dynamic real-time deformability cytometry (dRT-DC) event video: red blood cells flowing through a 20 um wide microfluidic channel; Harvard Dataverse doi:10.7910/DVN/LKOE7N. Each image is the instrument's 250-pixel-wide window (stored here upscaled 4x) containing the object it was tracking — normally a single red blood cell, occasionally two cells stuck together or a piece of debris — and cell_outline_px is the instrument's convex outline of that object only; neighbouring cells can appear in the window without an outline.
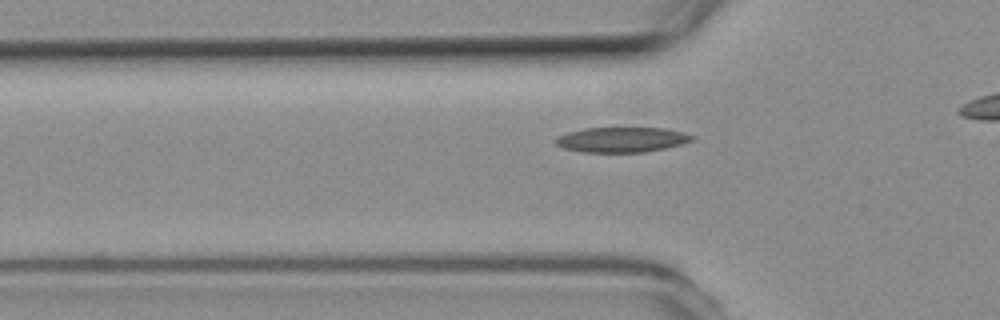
{"species": "common noctule bat (a hibernating species)", "species_latin": "Nyctalus noctula", "temperature_condition": "room temperature", "stored_images_in_passage": 37, "camera_frame_rate_fps": 3000, "um_per_image_px": 0.085, "animal": {"sex": "female", "body_mass_g": 19.3, "forearm_length_mm": 54.1}, "frame": {"image": 1, "passage_image": 11, "time_ms": 3.333, "image_size_px": [1000, 320], "cell_outline_px": [[696, 136], [692, 140], [680, 144], [664, 148], [644, 152], [584, 152], [564, 148], [556, 144], [556, 136], [568, 132], [584, 128], [664, 128], [684, 132]], "centroid_in_image_um": [52.85, 11.86], "position_along_channel_um": 73.0, "area_um2": 19.83}}
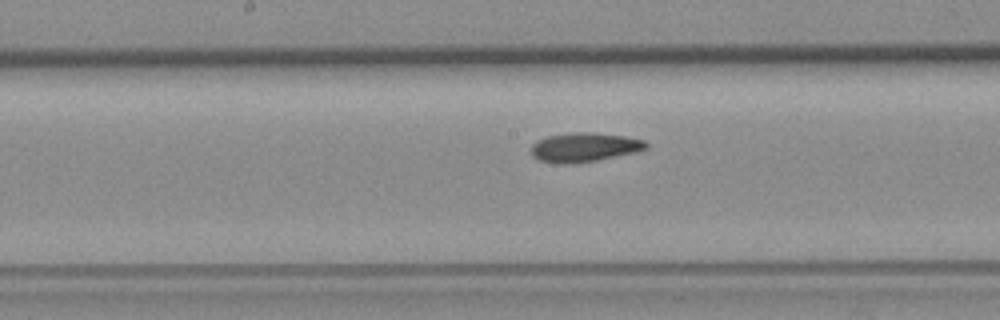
{"frame": {"image": 2, "passage_image": 21, "time_ms": 6.667, "image_size_px": [1000, 320], "cell_outline_px": [[648, 148], [636, 152], [576, 164], [560, 164], [540, 160], [532, 156], [532, 144], [536, 140], [548, 136], [576, 132], [596, 132], [624, 136], [644, 140], [648, 144]], "centroid_in_image_um": [49.67, 12.52], "position_along_channel_um": 198.5, "area_um2": 19.59}}
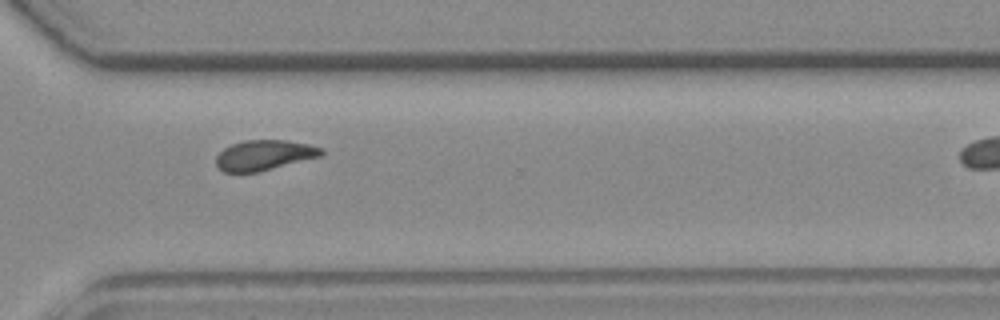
{"frame": {"image": 3, "passage_image": 33, "time_ms": 10.667, "image_size_px": [1000, 320], "cell_outline_px": [[324, 152], [320, 156], [256, 172], [224, 172], [216, 164], [216, 156], [224, 148], [232, 144], [244, 140], [284, 140], [308, 144], [324, 148]], "centroid_in_image_um": [22.44, 13.17], "position_along_channel_um": 348.2, "area_um2": 18.26}}